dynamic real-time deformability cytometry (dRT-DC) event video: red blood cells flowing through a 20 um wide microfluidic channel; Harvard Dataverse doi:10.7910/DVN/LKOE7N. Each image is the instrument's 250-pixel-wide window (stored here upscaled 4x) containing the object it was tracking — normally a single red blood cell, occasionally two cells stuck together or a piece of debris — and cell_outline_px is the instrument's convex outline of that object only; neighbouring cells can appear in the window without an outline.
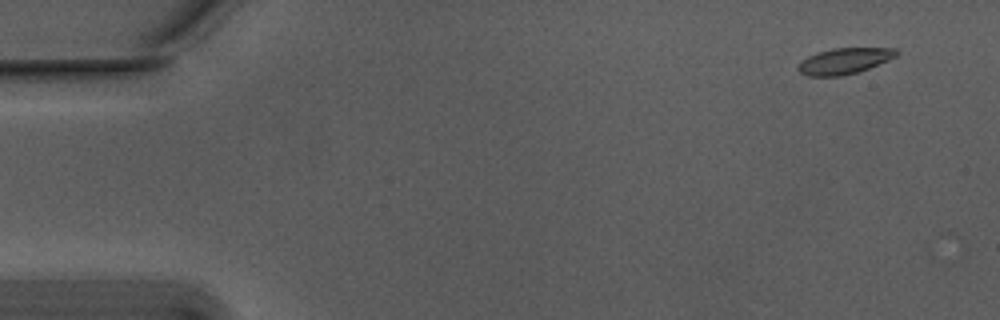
{"species": "Egyptian fruit bat (a non-hibernating species)", "species_latin": "Rousettus aegyptiacus", "temperature_condition": "warm", "stored_images_in_passage": 6, "camera_frame_rate_fps": 3000, "um_per_image_px": 0.085, "animal": {"sex": "male"}, "frame": {"image": 1, "passage_image": 1, "time_ms": 0.0, "image_size_px": [1000, 320], "cell_outline_px": [[900, 52], [896, 56], [888, 60], [868, 68], [856, 72], [840, 76], [808, 76], [800, 72], [796, 68], [800, 60], [816, 52], [832, 48], [896, 48]], "centroid_in_image_um": [71.73, 5.17], "position_along_channel_um": 13.3, "area_um2": 14.91}}